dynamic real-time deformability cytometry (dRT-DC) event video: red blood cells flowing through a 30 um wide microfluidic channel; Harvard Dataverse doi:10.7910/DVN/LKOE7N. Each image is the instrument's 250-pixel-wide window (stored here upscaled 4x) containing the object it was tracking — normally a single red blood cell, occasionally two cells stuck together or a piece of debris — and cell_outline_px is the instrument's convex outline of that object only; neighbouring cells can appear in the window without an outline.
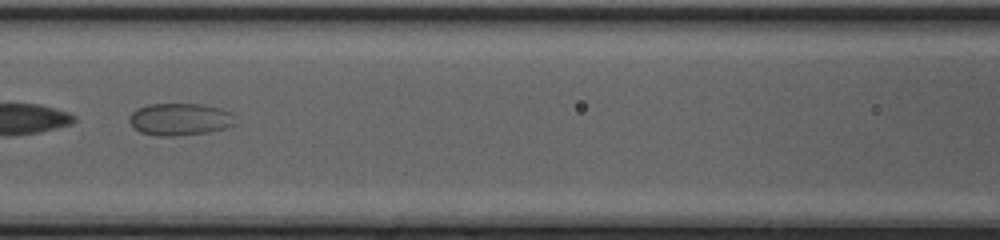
{"species": "common noctule bat (a hibernating species)", "species_latin": "Nyctalus noctula", "temperature_condition": "cold", "stored_images_in_passage": 22, "camera_frame_rate_fps": 3000, "um_per_image_px": 0.085, "animal": {"sex": "female", "body_mass_g": 20.0, "forearm_length_mm": 54.0}, "frame": {"image": 1, "passage_image": 7, "time_ms": 2.0, "image_size_px": [1000, 240], "cell_outline_px": [[240, 124], [208, 132], [172, 136], [156, 136], [140, 132], [132, 128], [128, 120], [128, 116], [136, 108], [148, 104], [204, 104], [220, 108], [232, 112]], "centroid_in_image_um": [15.3, 10.14], "position_along_channel_um": 151.3, "area_um2": 20.4}}
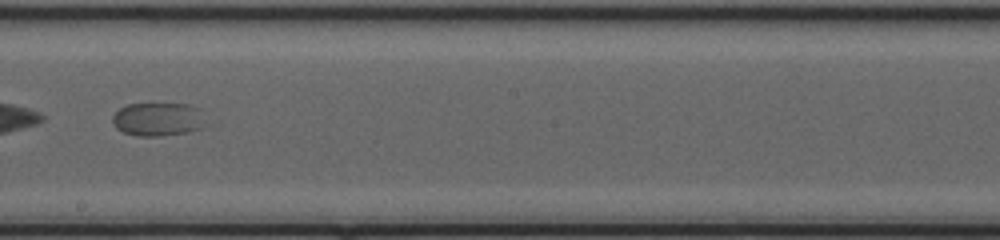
{"frame": {"image": 2, "passage_image": 13, "time_ms": 4.0, "image_size_px": [1000, 240], "cell_outline_px": [[200, 128], [188, 132], [160, 136], [136, 136], [124, 132], [116, 128], [112, 120], [112, 116], [120, 108], [128, 104], [188, 104], [200, 108]], "centroid_in_image_um": [13.35, 10.14], "position_along_channel_um": 234.9, "area_um2": 17.8}}
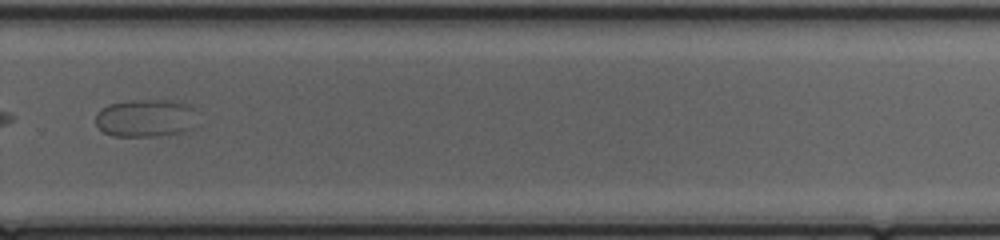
{"frame": {"image": 3, "passage_image": 19, "time_ms": 6.0, "image_size_px": [1000, 240], "cell_outline_px": [[192, 128], [180, 132], [156, 136], [112, 136], [104, 132], [96, 124], [96, 112], [100, 108], [108, 104], [128, 100], [180, 100], [192, 108]], "centroid_in_image_um": [12.29, 10.02], "position_along_channel_um": 317.5, "area_um2": 22.25}}